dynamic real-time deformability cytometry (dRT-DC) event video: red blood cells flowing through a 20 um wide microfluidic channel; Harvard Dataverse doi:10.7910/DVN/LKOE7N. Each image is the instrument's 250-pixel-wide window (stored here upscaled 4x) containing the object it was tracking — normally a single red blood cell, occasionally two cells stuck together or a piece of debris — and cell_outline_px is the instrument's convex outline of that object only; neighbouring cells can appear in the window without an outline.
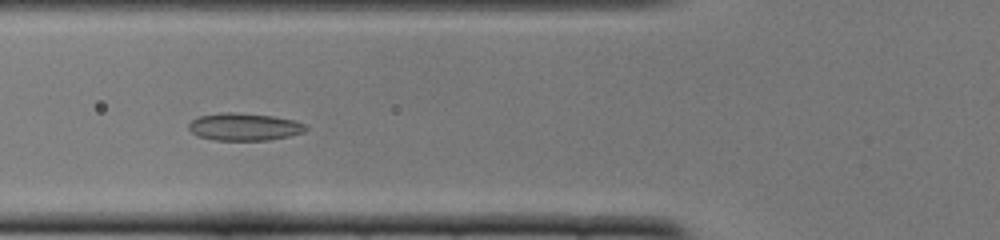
{"species": "common noctule bat (a hibernating species)", "species_latin": "Nyctalus noctula", "temperature_condition": "cold", "stored_images_in_passage": 39, "camera_frame_rate_fps": 3000, "um_per_image_px": 0.085, "animal": {"sex": "female", "body_mass_g": 22.0, "forearm_length_mm": 56.7}, "frame": {"image": 1, "passage_image": 7, "time_ms": 2.0, "image_size_px": [1000, 240], "cell_outline_px": [[308, 128], [304, 132], [288, 136], [268, 140], [212, 140], [196, 136], [188, 128], [188, 124], [192, 120], [200, 116], [220, 112], [236, 112], [272, 116], [292, 120], [304, 124]], "centroid_in_image_um": [20.72, 10.78], "position_along_channel_um": 105.1, "area_um2": 18.73}}
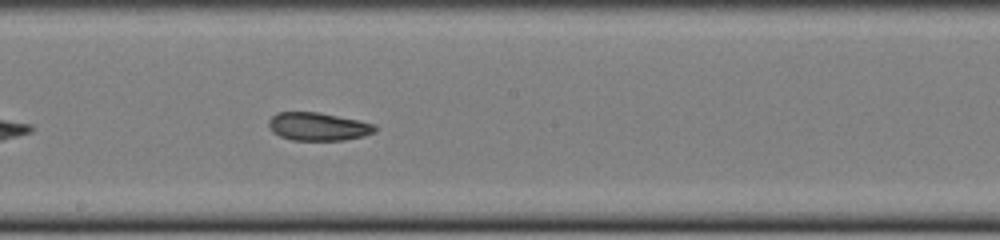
{"frame": {"image": 2, "passage_image": 16, "time_ms": 5.0, "image_size_px": [1000, 240], "cell_outline_px": [[376, 132], [364, 136], [344, 140], [292, 140], [280, 136], [272, 132], [268, 124], [268, 120], [276, 112], [320, 112], [360, 120], [376, 124]], "centroid_in_image_um": [27.06, 10.75], "position_along_channel_um": 221.1, "area_um2": 17.63}}
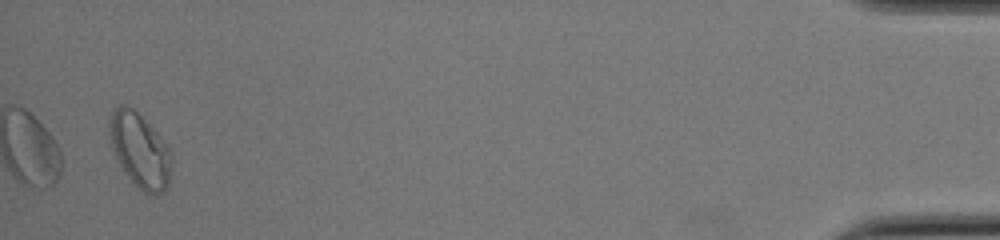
{"frame": {"image": 3, "passage_image": 38, "time_ms": 12.333, "image_size_px": [1000, 240], "cell_outline_px": [[172, 160], [168, 184], [156, 196], [152, 196], [144, 192], [124, 172], [112, 148], [108, 132], [108, 124], [112, 112], [120, 104], [124, 104], [132, 108], [156, 132], [168, 148], [172, 156]], "centroid_in_image_um": [11.87, 12.78], "position_along_channel_um": 423.3, "area_um2": 26.41}, "authors_computed_cell_mechanics": {"area_um2": 18.7272, "velocity_mm_per_s": 3.8845, "shape_relaxation_time_tau1_ms": null, "shape_relaxation_time_tau2_ms": 3.7154, "deformation_change_tau1": null, "deformation_change_tau2": 0.0907}}